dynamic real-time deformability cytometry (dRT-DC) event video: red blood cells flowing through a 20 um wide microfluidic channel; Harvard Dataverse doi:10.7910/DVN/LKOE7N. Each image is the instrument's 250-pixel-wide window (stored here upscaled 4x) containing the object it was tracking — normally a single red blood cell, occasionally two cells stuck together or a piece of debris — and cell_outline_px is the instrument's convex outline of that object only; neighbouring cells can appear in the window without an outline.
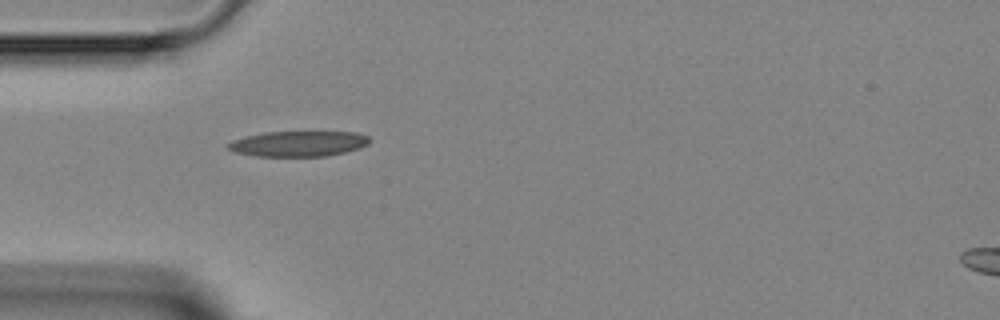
{"species": "Egyptian fruit bat (a non-hibernating species)", "species_latin": "Rousettus aegyptiacus", "temperature_condition": "room temperature", "stored_images_in_passage": 6, "camera_frame_rate_fps": 3000, "um_per_image_px": 0.085, "animal": {"sex": "female"}, "frame": {"image": 1, "passage_image": 5, "time_ms": 5.333, "image_size_px": [1000, 320], "cell_outline_px": [[372, 140], [368, 144], [360, 148], [328, 156], [256, 156], [236, 152], [228, 148], [224, 144], [232, 140], [244, 136], [264, 132], [356, 132], [368, 136]], "centroid_in_image_um": [25.36, 12.21], "position_along_channel_um": 59.6, "area_um2": 21.1}}
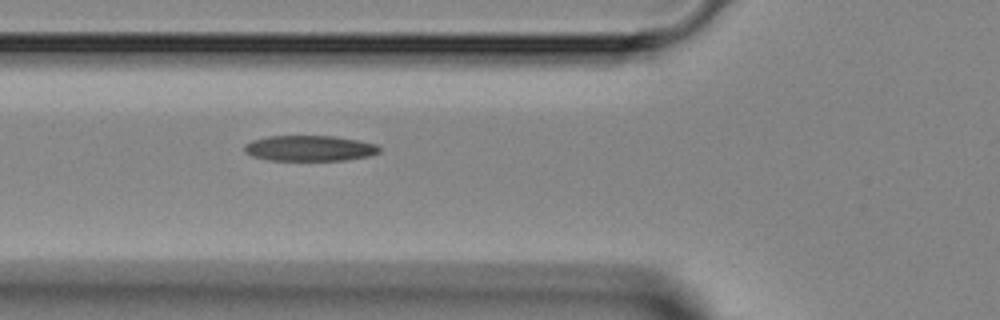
{"frame": {"image": 2, "passage_image": 6, "time_ms": 6.333, "image_size_px": [1000, 320], "cell_outline_px": [[380, 152], [368, 156], [348, 160], [268, 160], [252, 156], [244, 152], [244, 144], [252, 140], [268, 136], [332, 136], [360, 140], [376, 144], [380, 148]], "centroid_in_image_um": [26.31, 12.6], "position_along_channel_um": 99.5, "area_um2": 20.23}}